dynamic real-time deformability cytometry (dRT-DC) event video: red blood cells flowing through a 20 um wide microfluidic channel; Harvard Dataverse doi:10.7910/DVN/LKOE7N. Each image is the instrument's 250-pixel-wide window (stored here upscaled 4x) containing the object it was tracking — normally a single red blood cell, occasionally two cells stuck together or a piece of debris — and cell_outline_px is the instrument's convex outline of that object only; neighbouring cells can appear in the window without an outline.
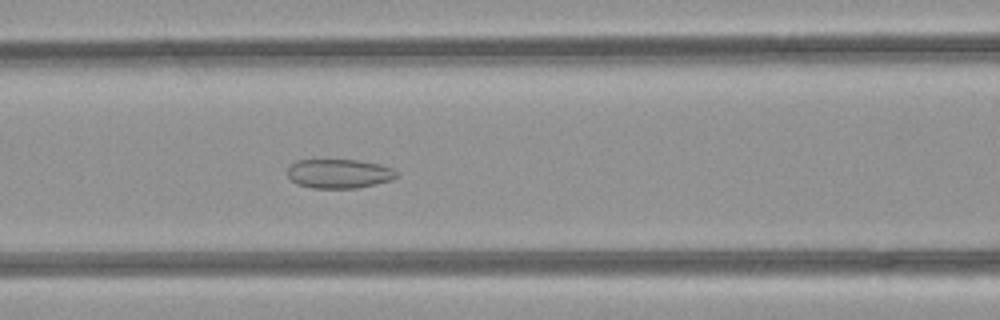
{"species": "common noctule bat (a hibernating species)", "species_latin": "Nyctalus noctula", "temperature_condition": "room temperature", "stored_images_in_passage": 51, "camera_frame_rate_fps": 3000, "um_per_image_px": 0.085, "animal": {"sex": "female", "body_mass_g": 21.9}, "frame": {"image": 1, "passage_image": 22, "time_ms": 7.0, "image_size_px": [1000, 320], "cell_outline_px": [[396, 176], [392, 180], [356, 188], [312, 188], [296, 184], [288, 176], [288, 168], [296, 160], [356, 160], [380, 164], [392, 168], [396, 172]], "centroid_in_image_um": [28.8, 14.76], "position_along_channel_um": 137.8, "area_um2": 18.44}}
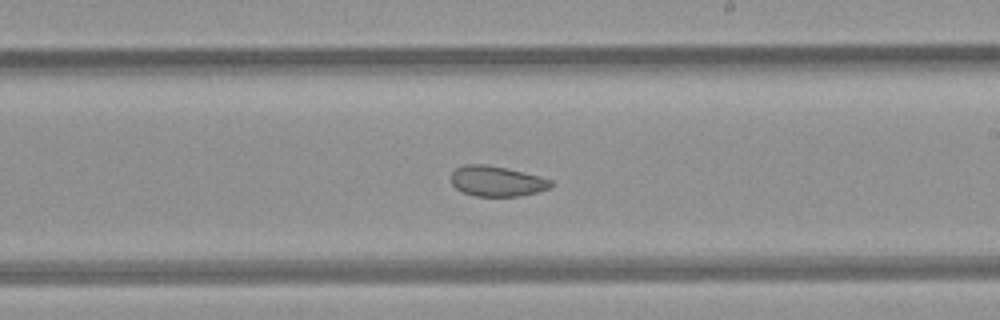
{"frame": {"image": 2, "passage_image": 30, "time_ms": 9.667, "image_size_px": [1000, 320], "cell_outline_px": [[556, 184], [548, 188], [536, 192], [520, 196], [476, 196], [464, 192], [456, 188], [452, 184], [452, 172], [456, 168], [464, 164], [484, 164], [504, 168], [540, 176], [552, 180]], "centroid_in_image_um": [42.24, 15.4], "position_along_channel_um": 246.8, "area_um2": 17.51}}
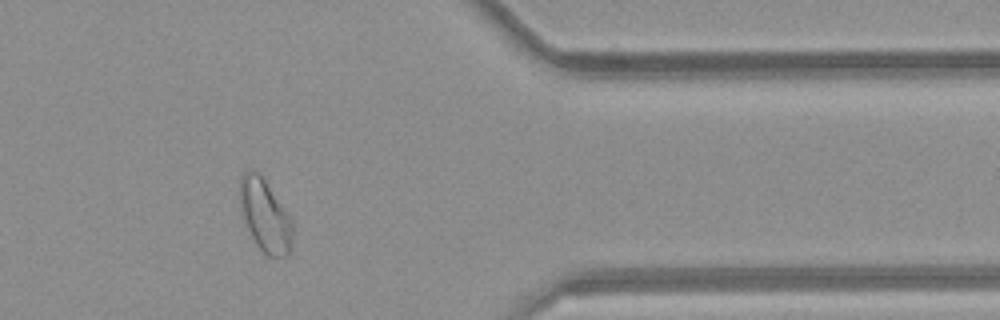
{"frame": {"image": 3, "passage_image": 42, "time_ms": 13.667, "image_size_px": [1000, 320], "cell_outline_px": [[292, 248], [288, 256], [268, 256], [260, 248], [252, 236], [244, 220], [240, 204], [240, 176], [248, 168], [252, 168], [260, 172], [292, 220]], "centroid_in_image_um": [22.53, 18.28], "position_along_channel_um": 388.9, "area_um2": 22.2}, "authors_computed_cell_mechanics": {"area_um2": 23.5824, "velocity_mm_per_s": 4.0874, "shape_relaxation_time_tau1_ms": null, "shape_relaxation_time_tau2_ms": 1.6339, "deformation_change_tau1": null, "deformation_change_tau2": 0.0577}}